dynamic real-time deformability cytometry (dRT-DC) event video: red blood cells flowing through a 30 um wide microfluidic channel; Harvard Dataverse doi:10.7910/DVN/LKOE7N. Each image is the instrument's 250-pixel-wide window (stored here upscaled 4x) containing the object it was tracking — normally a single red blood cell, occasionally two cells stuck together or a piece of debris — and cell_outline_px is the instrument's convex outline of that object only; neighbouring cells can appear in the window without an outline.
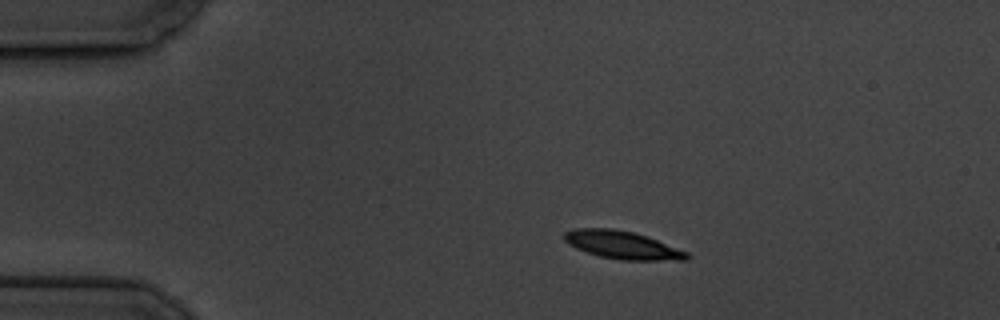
{"species": "common noctule bat (a hibernating species)", "species_latin": "Nyctalus noctula", "temperature_condition": "cold", "stored_images_in_passage": 5, "camera_frame_rate_fps": 3000, "um_per_image_px": 0.085, "animal": {"sex": "male", "body_mass_g": 19.5, "forearm_length_mm": 54.6}, "frame": {"image": 1, "passage_image": 3, "time_ms": 3.333, "image_size_px": [1000, 320], "cell_outline_px": [[692, 256], [688, 260], [620, 260], [600, 256], [576, 248], [568, 244], [564, 240], [564, 232], [572, 228], [612, 228], [632, 232], [648, 236], [688, 252]], "centroid_in_image_um": [52.92, 20.82], "position_along_channel_um": 32.1, "area_um2": 20.06}}